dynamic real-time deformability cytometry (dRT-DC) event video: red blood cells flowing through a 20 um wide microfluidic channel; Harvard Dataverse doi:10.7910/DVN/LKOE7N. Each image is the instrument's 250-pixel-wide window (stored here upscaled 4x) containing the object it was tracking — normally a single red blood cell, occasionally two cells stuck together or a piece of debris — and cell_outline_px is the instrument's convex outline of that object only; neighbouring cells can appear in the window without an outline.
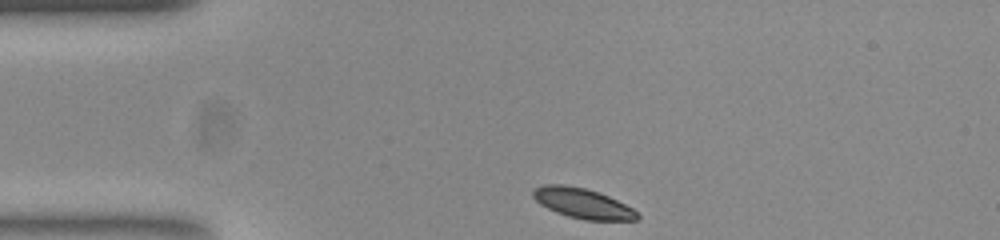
{"species": "common noctule bat (a hibernating species)", "species_latin": "Nyctalus noctula", "temperature_condition": "room temperature", "stored_images_in_passage": 35, "camera_frame_rate_fps": 3000, "um_per_image_px": 0.085, "animal": {"sex": "female", "body_mass_g": 23.0, "forearm_length_mm": 53.4}, "frame": {"image": 1, "passage_image": 1, "time_ms": 0.0, "image_size_px": [1000, 240], "cell_outline_px": [[640, 216], [636, 220], [584, 220], [568, 216], [556, 212], [540, 204], [532, 196], [532, 188], [544, 184], [564, 184], [584, 188], [608, 196], [632, 208]], "centroid_in_image_um": [49.47, 17.27], "position_along_channel_um": 35.5, "area_um2": 18.15}}
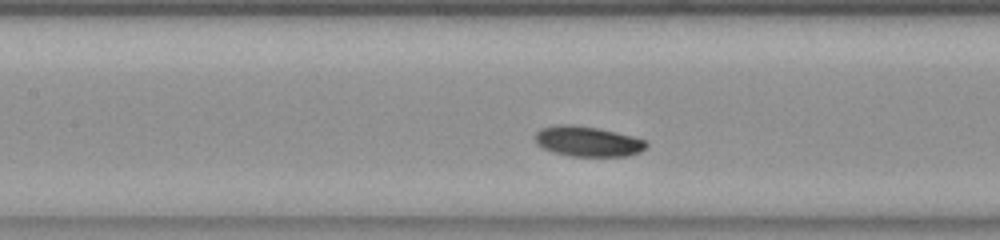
{"frame": {"image": 2, "passage_image": 14, "time_ms": 4.333, "image_size_px": [1000, 240], "cell_outline_px": [[648, 144], [640, 152], [628, 156], [572, 156], [552, 152], [536, 144], [536, 132], [540, 128], [556, 124], [572, 124], [596, 128], [616, 132], [632, 136], [644, 140]], "centroid_in_image_um": [49.93, 12.01], "position_along_channel_um": 157.5, "area_um2": 19.54}}
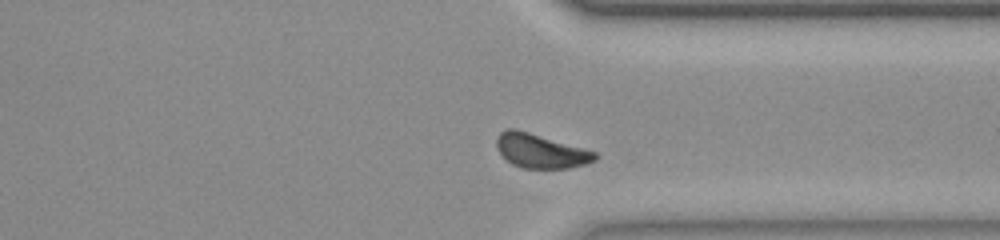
{"frame": {"image": 3, "passage_image": 31, "time_ms": 10.0, "image_size_px": [1000, 240], "cell_outline_px": [[596, 160], [584, 164], [568, 168], [524, 168], [512, 164], [496, 148], [496, 136], [500, 132], [508, 128], [516, 128], [596, 152]], "centroid_in_image_um": [45.91, 12.82], "position_along_channel_um": 365.5, "area_um2": 19.36}, "authors_computed_cell_mechanics": {"area_um2": 19.5364, "velocity_mm_per_s": 3.6811, "shape_relaxation_time_tau1_ms": 1.6731, "shape_relaxation_time_tau2_ms": 7.5225, "deformation_change_tau1": 0.0552, "deformation_change_tau2": 0.1324}}